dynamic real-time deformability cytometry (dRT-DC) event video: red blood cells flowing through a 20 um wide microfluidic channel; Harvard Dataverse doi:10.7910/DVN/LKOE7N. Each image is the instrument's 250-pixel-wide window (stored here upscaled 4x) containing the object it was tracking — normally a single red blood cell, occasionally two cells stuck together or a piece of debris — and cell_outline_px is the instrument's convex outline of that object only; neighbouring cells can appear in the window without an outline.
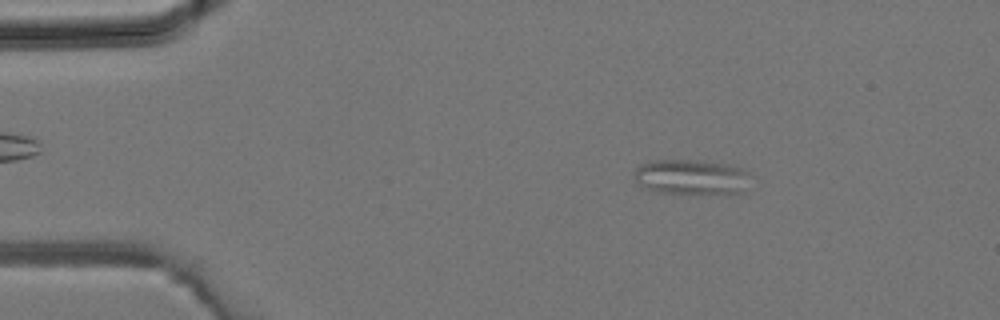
{"species": "common noctule bat (a hibernating species)", "species_latin": "Nyctalus noctula", "temperature_condition": "room temperature", "stored_images_in_passage": 2, "camera_frame_rate_fps": 3000, "um_per_image_px": 0.085, "animal": {"sex": "male", "body_mass_g": 19.2, "forearm_length_mm": 51.8}, "frame": {"image": 1, "passage_image": 1, "time_ms": 0.0, "image_size_px": [1000, 320], "cell_outline_px": [[748, 172], [744, 192], [656, 192], [644, 188], [636, 180], [636, 168], [640, 164], [648, 160], [692, 160], [728, 164], [740, 168]], "centroid_in_image_um": [58.7, 15.01], "position_along_channel_um": 26.3, "area_um2": 23.06}}